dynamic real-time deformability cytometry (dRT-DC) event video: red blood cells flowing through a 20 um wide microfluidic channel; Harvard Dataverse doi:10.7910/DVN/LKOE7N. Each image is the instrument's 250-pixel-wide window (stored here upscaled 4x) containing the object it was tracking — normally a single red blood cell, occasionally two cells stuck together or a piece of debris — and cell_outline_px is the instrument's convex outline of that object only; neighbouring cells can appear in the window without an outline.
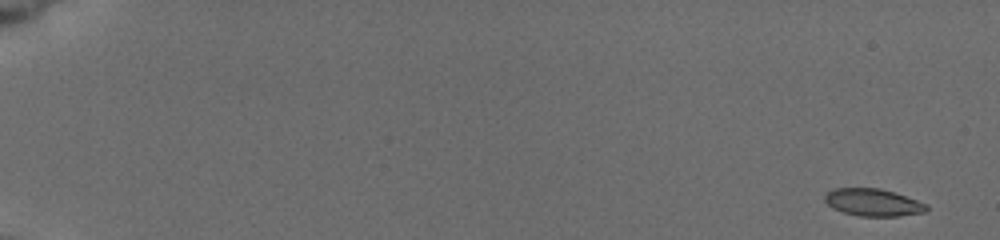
{"species": "common noctule bat (a hibernating species)", "species_latin": "Nyctalus noctula", "temperature_condition": "cold", "stored_images_in_passage": 10, "camera_frame_rate_fps": 3000, "um_per_image_px": 0.085, "animal": {"sex": "female", "body_mass_g": 19.5, "forearm_length_mm": 54.1}, "frame": {"image": 1, "passage_image": 1, "time_ms": 0.0, "image_size_px": [1000, 240], "cell_outline_px": [[928, 208], [924, 212], [900, 216], [860, 216], [844, 212], [832, 208], [824, 200], [824, 196], [832, 188], [880, 188], [928, 204]], "centroid_in_image_um": [74.19, 17.2], "position_along_channel_um": 10.8, "area_um2": 16.07}}
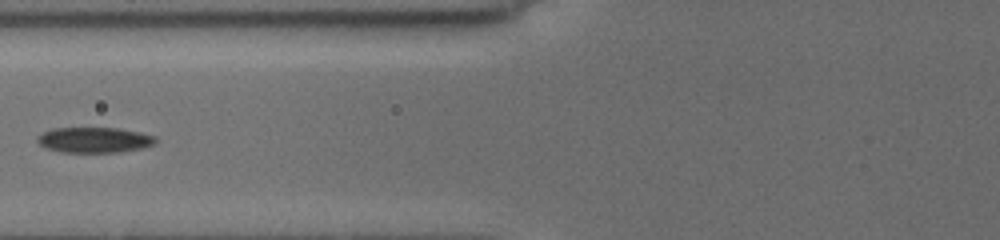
{"frame": {"image": 2, "passage_image": 7, "time_ms": 7.667, "image_size_px": [1000, 240], "cell_outline_px": [[156, 140], [152, 144], [140, 148], [120, 152], [60, 152], [44, 148], [36, 140], [36, 136], [52, 128], [116, 128], [140, 132], [156, 136]], "centroid_in_image_um": [7.96, 11.89], "position_along_channel_um": 117.8, "area_um2": 17.51}}
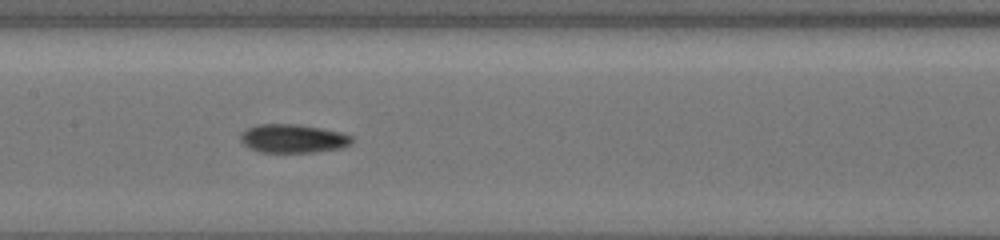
{"frame": {"image": 3, "passage_image": 9, "time_ms": 9.333, "image_size_px": [1000, 240], "cell_outline_px": [[352, 144], [340, 148], [316, 152], [260, 152], [248, 148], [240, 140], [240, 136], [248, 128], [260, 124], [296, 124], [320, 128], [340, 132], [352, 136]], "centroid_in_image_um": [24.91, 11.78], "position_along_channel_um": 182.5, "area_um2": 18.44}}